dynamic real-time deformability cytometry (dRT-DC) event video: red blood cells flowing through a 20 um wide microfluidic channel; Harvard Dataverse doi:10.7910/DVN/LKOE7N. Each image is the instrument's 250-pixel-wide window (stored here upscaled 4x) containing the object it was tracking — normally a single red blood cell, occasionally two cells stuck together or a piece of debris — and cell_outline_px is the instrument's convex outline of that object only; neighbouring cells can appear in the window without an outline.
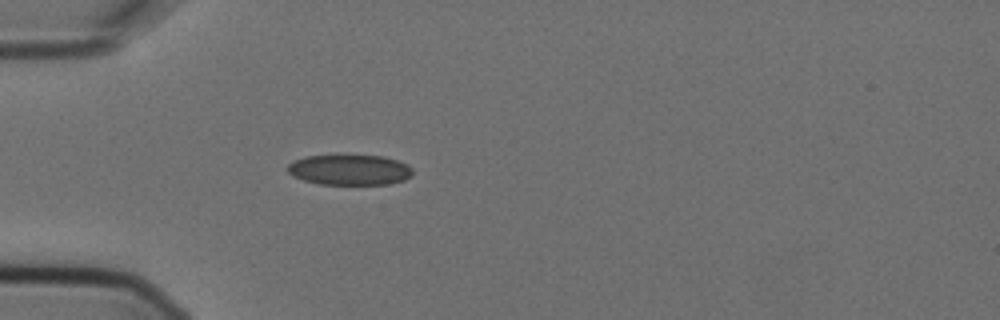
{"species": "Egyptian fruit bat (a non-hibernating species)", "species_latin": "Rousettus aegyptiacus", "temperature_condition": "cold", "stored_images_in_passage": 1, "camera_frame_rate_fps": 3000, "um_per_image_px": 0.085, "animal": {"sex": "female"}, "frame": {"image": 1, "passage_image": 1, "time_ms": 0.0, "image_size_px": [1000, 320], "cell_outline_px": [[412, 176], [404, 180], [388, 184], [320, 184], [304, 180], [292, 176], [288, 172], [288, 164], [292, 160], [304, 156], [336, 152], [384, 156], [408, 164], [412, 168]], "centroid_in_image_um": [29.68, 14.37], "position_along_channel_um": 55.3, "area_um2": 23.29}}